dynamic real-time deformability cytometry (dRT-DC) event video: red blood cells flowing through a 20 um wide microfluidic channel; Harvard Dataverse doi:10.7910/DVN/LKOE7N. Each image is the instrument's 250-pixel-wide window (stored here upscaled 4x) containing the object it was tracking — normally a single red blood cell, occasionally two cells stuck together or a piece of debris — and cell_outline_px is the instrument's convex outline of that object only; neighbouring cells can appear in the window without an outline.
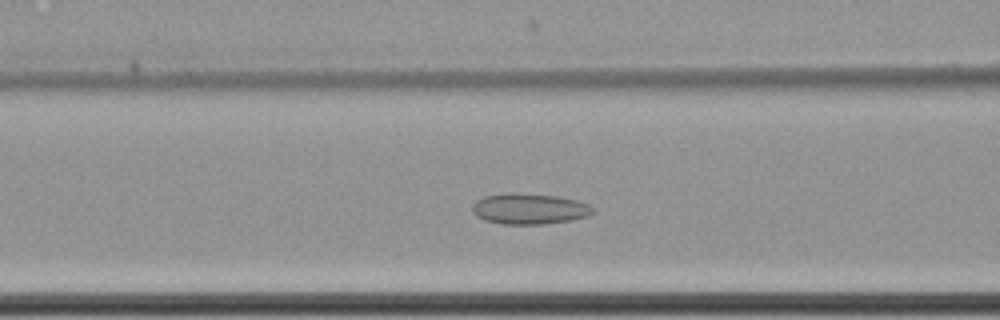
{"species": "common noctule bat (a hibernating species)", "species_latin": "Nyctalus noctula", "temperature_condition": "cold", "stored_images_in_passage": 58, "camera_frame_rate_fps": 3000, "um_per_image_px": 0.085, "animal": {"sex": "female", "body_mass_g": 22.7, "forearm_length_mm": 54.2}, "frame": {"image": 1, "passage_image": 23, "time_ms": 7.333, "image_size_px": [1000, 320], "cell_outline_px": [[596, 212], [588, 216], [568, 220], [544, 224], [500, 224], [484, 220], [476, 216], [472, 212], [472, 204], [476, 200], [484, 196], [508, 192], [556, 196], [576, 200], [588, 204], [596, 208]], "centroid_in_image_um": [44.98, 17.75], "position_along_channel_um": 121.6, "area_um2": 21.79}}
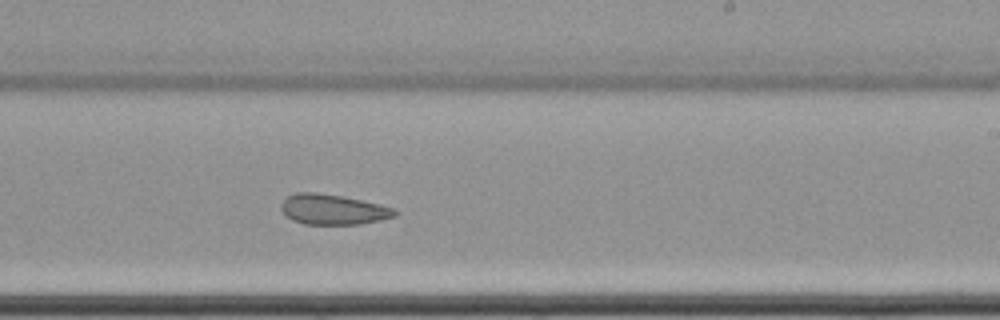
{"frame": {"image": 2, "passage_image": 35, "time_ms": 11.333, "image_size_px": [1000, 320], "cell_outline_px": [[400, 212], [396, 216], [380, 220], [360, 224], [304, 224], [292, 220], [280, 208], [280, 204], [288, 196], [296, 192], [316, 192], [344, 196], [380, 204], [396, 208]], "centroid_in_image_um": [28.35, 17.8], "position_along_channel_um": 260.7, "area_um2": 20.23}}
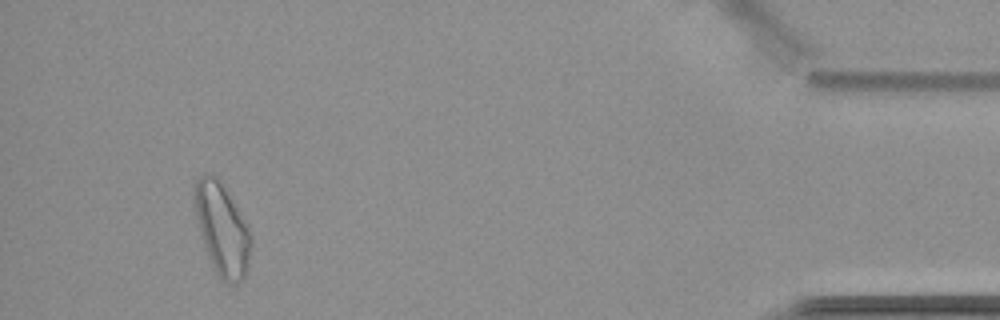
{"frame": {"image": 3, "passage_image": 54, "time_ms": 17.667, "image_size_px": [1000, 320], "cell_outline_px": [[252, 244], [248, 268], [244, 276], [240, 280], [224, 280], [216, 272], [212, 264], [204, 244], [200, 232], [192, 200], [192, 184], [204, 172], [216, 176], [240, 212], [252, 236]], "centroid_in_image_um": [18.84, 19.39], "position_along_channel_um": 416.4, "area_um2": 29.82}, "authors_computed_cell_mechanics": {"area_um2": 23.4957, "velocity_mm_per_s": 3.4818, "shape_relaxation_time_tau1_ms": null, "shape_relaxation_time_tau2_ms": 8.8618, "deformation_change_tau1": null, "deformation_change_tau2": 0.1347}}